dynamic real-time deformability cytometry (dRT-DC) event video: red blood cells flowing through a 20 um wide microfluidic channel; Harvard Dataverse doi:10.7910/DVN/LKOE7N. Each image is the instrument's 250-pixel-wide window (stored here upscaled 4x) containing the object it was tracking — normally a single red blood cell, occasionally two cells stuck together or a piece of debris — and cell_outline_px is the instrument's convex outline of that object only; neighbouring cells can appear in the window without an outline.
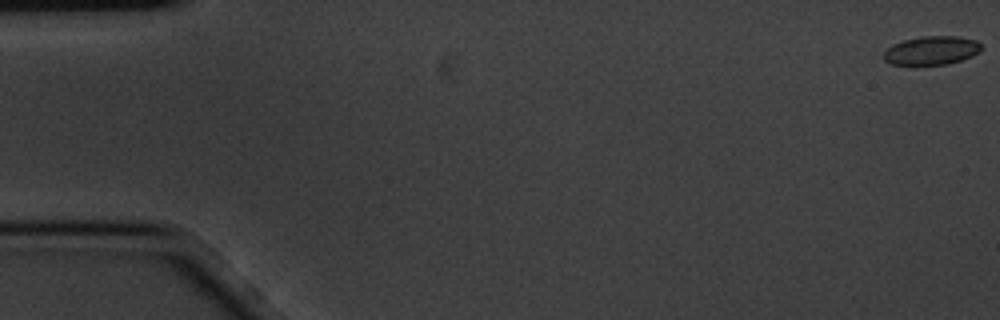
{"species": "common noctule bat (a hibernating species)", "species_latin": "Nyctalus noctula", "temperature_condition": "cold", "stored_images_in_passage": 5, "camera_frame_rate_fps": 3000, "um_per_image_px": 0.085, "animal": {"sex": "male", "body_mass_g": 20.1, "forearm_length_mm": 53.5}, "frame": {"image": 1, "passage_image": 1, "time_ms": 0.0, "image_size_px": [1000, 320], "cell_outline_px": [[980, 52], [972, 56], [948, 64], [916, 68], [912, 68], [892, 64], [884, 60], [884, 52], [892, 44], [904, 40], [924, 36], [960, 36], [976, 40], [980, 44]], "centroid_in_image_um": [79.14, 4.34], "position_along_channel_um": 5.9, "area_um2": 16.99}}